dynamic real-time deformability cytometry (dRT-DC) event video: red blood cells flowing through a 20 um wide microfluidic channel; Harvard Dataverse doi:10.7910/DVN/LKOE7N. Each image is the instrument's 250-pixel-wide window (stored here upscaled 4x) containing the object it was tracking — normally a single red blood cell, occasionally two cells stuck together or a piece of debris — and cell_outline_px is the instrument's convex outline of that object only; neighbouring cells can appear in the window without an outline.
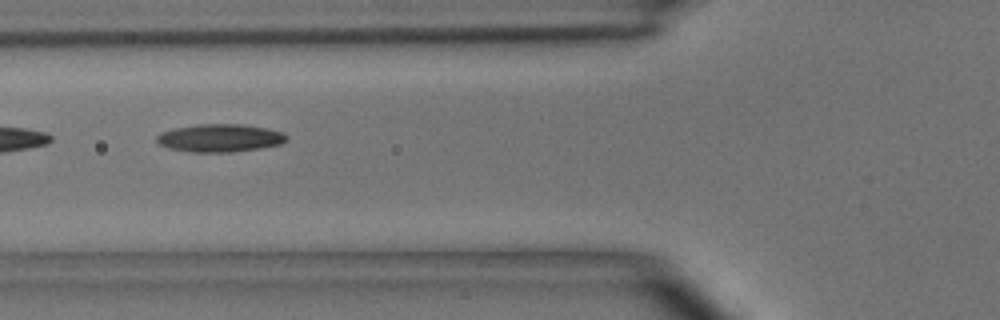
{"species": "common noctule bat (a hibernating species)", "species_latin": "Nyctalus noctula", "temperature_condition": "room temperature", "stored_images_in_passage": 5, "camera_frame_rate_fps": 3000, "um_per_image_px": 0.085, "animal": {"sex": "male", "body_mass_g": 15.6}, "frame": {"image": 1, "passage_image": 2, "time_ms": 1.333, "image_size_px": [1000, 320], "cell_outline_px": [[288, 140], [280, 144], [232, 152], [192, 152], [168, 148], [160, 144], [156, 140], [156, 136], [160, 132], [172, 128], [196, 124], [244, 124], [268, 128], [284, 132], [288, 136]], "centroid_in_image_um": [18.68, 11.71], "position_along_channel_um": 107.1, "area_um2": 21.27}}